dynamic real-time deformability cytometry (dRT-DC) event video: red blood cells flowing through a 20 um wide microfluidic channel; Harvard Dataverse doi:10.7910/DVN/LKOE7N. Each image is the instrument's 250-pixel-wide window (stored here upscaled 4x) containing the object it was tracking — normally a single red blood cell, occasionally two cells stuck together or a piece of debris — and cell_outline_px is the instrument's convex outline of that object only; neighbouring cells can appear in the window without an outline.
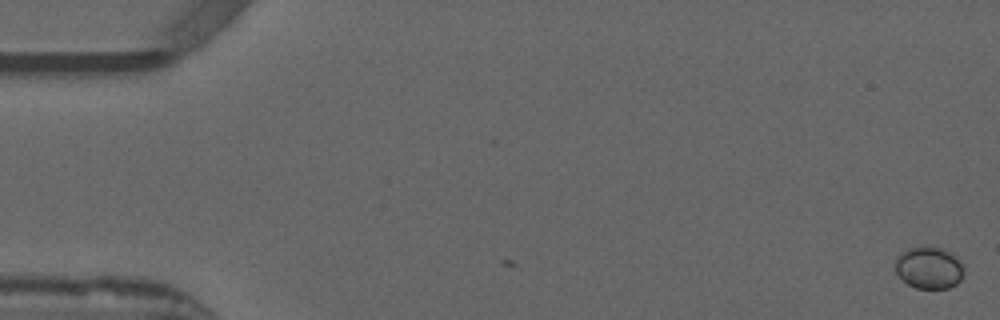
{"species": "common noctule bat (a hibernating species)", "species_latin": "Nyctalus noctula", "temperature_condition": "warm", "stored_images_in_passage": 2, "camera_frame_rate_fps": 3000, "um_per_image_px": 0.085, "animal": {"sex": "male", "forearm_length_mm": 52.5}, "frame": {"image": 1, "passage_image": 2, "time_ms": 0.333, "image_size_px": [1000, 320], "cell_outline_px": [[964, 272], [960, 280], [956, 284], [948, 288], [916, 288], [908, 284], [896, 272], [896, 256], [908, 248], [924, 244], [944, 248], [952, 252], [964, 264]], "centroid_in_image_um": [79.0, 22.71], "position_along_channel_um": 6.0, "area_um2": 17.22}}